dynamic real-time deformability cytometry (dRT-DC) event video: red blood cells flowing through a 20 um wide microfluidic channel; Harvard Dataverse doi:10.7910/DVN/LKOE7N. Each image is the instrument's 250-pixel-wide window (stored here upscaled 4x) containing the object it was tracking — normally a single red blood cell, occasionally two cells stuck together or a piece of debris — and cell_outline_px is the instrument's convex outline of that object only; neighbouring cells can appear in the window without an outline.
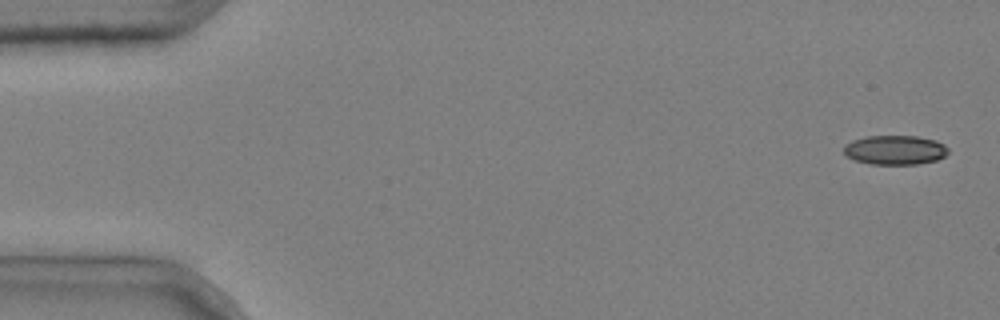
{"species": "common noctule bat (a hibernating species)", "species_latin": "Nyctalus noctula", "temperature_condition": "cold", "stored_images_in_passage": 6, "camera_frame_rate_fps": 3000, "um_per_image_px": 0.085, "animal": {"sex": "male", "body_mass_g": 20.4}, "frame": {"image": 1, "passage_image": 1, "time_ms": 0.0, "image_size_px": [1000, 320], "cell_outline_px": [[948, 152], [944, 156], [936, 160], [916, 164], [868, 164], [856, 160], [848, 156], [844, 152], [844, 144], [852, 140], [864, 136], [916, 136], [936, 140], [944, 144], [948, 148]], "centroid_in_image_um": [76.07, 12.74], "position_along_channel_um": 8.9, "area_um2": 17.86}}